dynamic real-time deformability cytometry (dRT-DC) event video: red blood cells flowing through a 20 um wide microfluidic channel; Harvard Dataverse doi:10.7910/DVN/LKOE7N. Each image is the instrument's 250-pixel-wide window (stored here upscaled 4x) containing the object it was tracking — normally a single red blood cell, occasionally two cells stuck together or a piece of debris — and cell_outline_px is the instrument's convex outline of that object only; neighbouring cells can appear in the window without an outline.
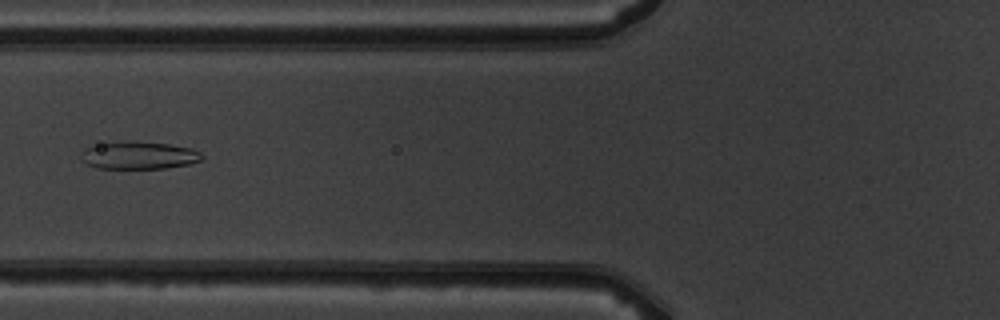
{"species": "common noctule bat (a hibernating species)", "species_latin": "Nyctalus noctula", "temperature_condition": "warm", "stored_images_in_passage": 7, "camera_frame_rate_fps": 3000, "um_per_image_px": 0.085, "animal": {"sex": "male", "body_mass_g": 19.5, "forearm_length_mm": 54.6}, "frame": {"image": 1, "passage_image": 6, "time_ms": 6.667, "image_size_px": [1000, 320], "cell_outline_px": [[204, 156], [200, 160], [188, 164], [164, 168], [96, 168], [80, 160], [84, 148], [100, 144], [168, 144], [192, 148], [200, 152]], "centroid_in_image_um": [11.83, 13.25], "position_along_channel_um": 114.0, "area_um2": 18.38}}